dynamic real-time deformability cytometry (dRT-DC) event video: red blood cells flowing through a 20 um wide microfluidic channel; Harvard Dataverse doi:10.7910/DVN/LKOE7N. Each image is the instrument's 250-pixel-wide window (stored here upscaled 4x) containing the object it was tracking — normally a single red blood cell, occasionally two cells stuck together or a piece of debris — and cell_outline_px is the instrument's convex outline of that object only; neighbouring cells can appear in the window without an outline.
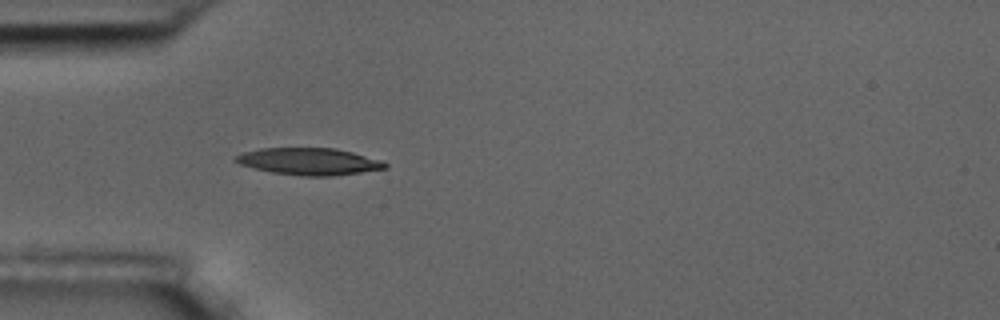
{"species": "common noctule bat (a hibernating species)", "species_latin": "Nyctalus noctula", "temperature_condition": "room temperature", "stored_images_in_passage": 32, "camera_frame_rate_fps": 3000, "um_per_image_px": 0.085, "animal": {"sex": "male", "body_mass_g": 17.5, "forearm_length_mm": 52.3}, "frame": {"image": 1, "passage_image": 1, "time_ms": 0.0, "image_size_px": [1000, 320], "cell_outline_px": [[388, 168], [332, 176], [304, 176], [272, 172], [240, 164], [232, 160], [236, 156], [244, 152], [260, 148], [336, 148], [352, 152], [380, 160], [388, 164]], "centroid_in_image_um": [26.27, 13.72], "position_along_channel_um": 58.7, "area_um2": 23.29}}
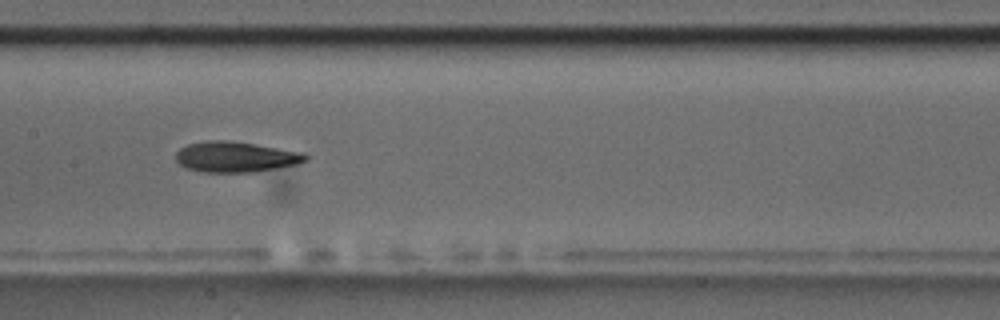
{"frame": {"image": 2, "passage_image": 12, "time_ms": 3.667, "image_size_px": [1000, 320], "cell_outline_px": [[308, 160], [296, 164], [256, 172], [204, 172], [188, 168], [180, 164], [176, 160], [176, 152], [180, 148], [188, 144], [208, 140], [228, 140], [256, 144], [304, 152], [308, 156]], "centroid_in_image_um": [20.05, 13.33], "position_along_channel_um": 187.3, "area_um2": 23.12}}
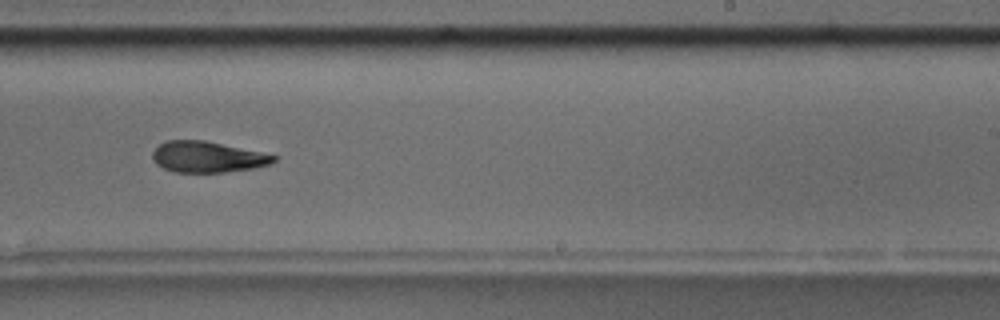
{"frame": {"image": 3, "passage_image": 19, "time_ms": 6.0, "image_size_px": [1000, 320], "cell_outline_px": [[276, 160], [272, 164], [256, 168], [224, 172], [176, 172], [164, 168], [156, 164], [152, 156], [152, 152], [160, 144], [168, 140], [204, 140], [260, 152], [276, 156]], "centroid_in_image_um": [17.64, 13.34], "position_along_channel_um": 271.4, "area_um2": 21.73}, "authors_computed_cell_mechanics": {"area_um2": 22.7154, "velocity_mm_per_s": 3.61, "shape_relaxation_time_tau1_ms": 7.0458, "shape_relaxation_time_tau2_ms": 5.5334, "deformation_change_tau1": 0.186, "deformation_change_tau2": 0.15}}